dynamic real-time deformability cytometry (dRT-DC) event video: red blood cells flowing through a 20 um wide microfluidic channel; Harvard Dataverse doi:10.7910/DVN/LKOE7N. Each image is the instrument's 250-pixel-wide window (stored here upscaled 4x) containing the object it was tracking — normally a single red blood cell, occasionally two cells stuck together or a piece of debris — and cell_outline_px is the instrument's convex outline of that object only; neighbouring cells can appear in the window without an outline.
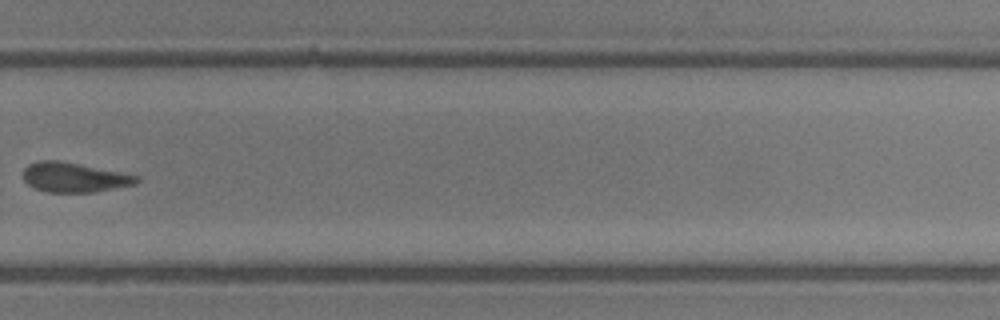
{"species": "common noctule bat (a hibernating species)", "species_latin": "Nyctalus noctula", "temperature_condition": "room temperature", "stored_images_in_passage": 23, "camera_frame_rate_fps": 3000, "um_per_image_px": 0.085, "animal": {"sex": "male", "body_mass_g": 13.3}, "frame": {"image": 1, "passage_image": 17, "time_ms": 5.333, "image_size_px": [1000, 320], "cell_outline_px": [[140, 180], [136, 184], [96, 192], [48, 192], [36, 188], [28, 184], [24, 180], [24, 168], [28, 164], [36, 160], [60, 160], [140, 176]], "centroid_in_image_um": [6.32, 15.07], "position_along_channel_um": 323.5, "area_um2": 19.65}}